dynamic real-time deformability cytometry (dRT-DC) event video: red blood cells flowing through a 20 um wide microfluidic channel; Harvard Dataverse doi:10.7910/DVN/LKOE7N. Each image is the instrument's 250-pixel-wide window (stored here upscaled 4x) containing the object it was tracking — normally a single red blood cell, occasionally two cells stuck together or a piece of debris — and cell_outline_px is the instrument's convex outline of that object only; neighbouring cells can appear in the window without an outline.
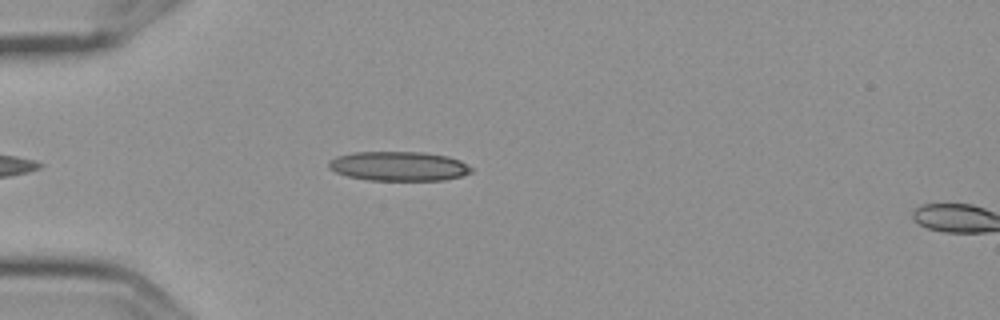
{"species": "Egyptian fruit bat (a non-hibernating species)", "species_latin": "Rousettus aegyptiacus", "temperature_condition": "cold", "stored_images_in_passage": 5, "camera_frame_rate_fps": 3000, "um_per_image_px": 0.085, "frame": {"image": 1, "passage_image": 4, "time_ms": 1.0, "image_size_px": [1000, 320], "cell_outline_px": [[472, 172], [460, 176], [444, 180], [368, 180], [348, 176], [336, 172], [328, 168], [328, 160], [336, 156], [352, 152], [424, 152], [448, 156], [460, 160], [472, 168]], "centroid_in_image_um": [33.87, 14.12], "position_along_channel_um": 51.1, "area_um2": 24.51}}